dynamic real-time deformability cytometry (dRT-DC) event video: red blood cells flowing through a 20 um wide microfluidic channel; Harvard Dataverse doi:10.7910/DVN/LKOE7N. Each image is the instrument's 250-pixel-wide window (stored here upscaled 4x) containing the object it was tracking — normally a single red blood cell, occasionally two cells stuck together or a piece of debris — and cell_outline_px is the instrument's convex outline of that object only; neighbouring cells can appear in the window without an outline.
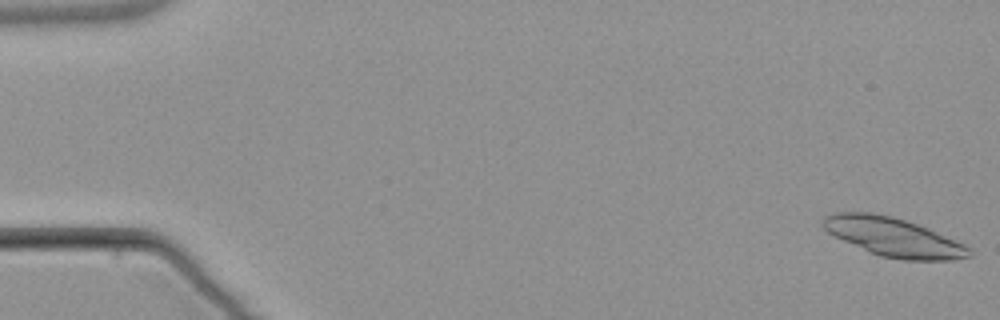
{"species": "common noctule bat (a hibernating species)", "species_latin": "Nyctalus noctula", "temperature_condition": "warm", "stored_images_in_passage": 6, "camera_frame_rate_fps": 3000, "um_per_image_px": 0.085, "animal": {"sex": "male", "body_mass_g": 21.5, "forearm_length_mm": 52.0}, "frame": {"image": 1, "passage_image": 1, "time_ms": 0.0, "image_size_px": [1000, 320], "cell_outline_px": [[972, 256], [956, 260], [900, 260], [880, 256], [868, 252], [828, 232], [820, 224], [820, 220], [824, 216], [836, 212], [872, 212], [892, 216], [928, 228], [964, 244], [972, 248]], "centroid_in_image_um": [75.95, 20.16], "position_along_channel_um": 9.1, "area_um2": 33.18}}
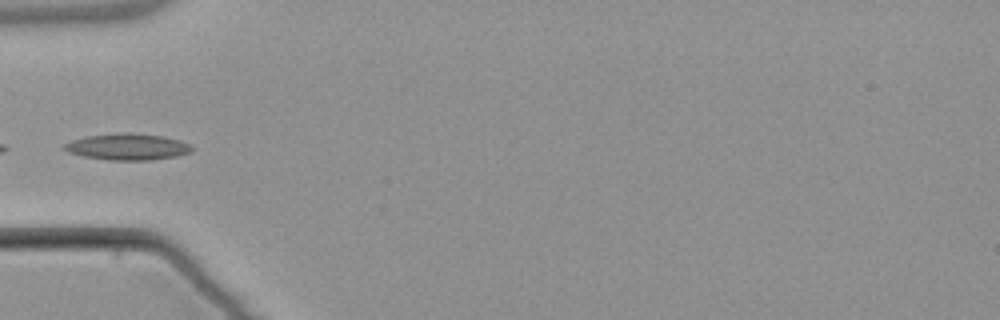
{"frame": {"image": 2, "passage_image": 6, "time_ms": 6.0, "image_size_px": [1000, 320], "cell_outline_px": [[192, 152], [176, 156], [148, 160], [108, 160], [84, 156], [68, 152], [60, 148], [64, 144], [72, 140], [88, 136], [124, 132], [128, 132], [164, 136], [180, 140], [188, 144], [192, 148]], "centroid_in_image_um": [10.82, 12.47], "position_along_channel_um": 74.2, "area_um2": 19.59}}